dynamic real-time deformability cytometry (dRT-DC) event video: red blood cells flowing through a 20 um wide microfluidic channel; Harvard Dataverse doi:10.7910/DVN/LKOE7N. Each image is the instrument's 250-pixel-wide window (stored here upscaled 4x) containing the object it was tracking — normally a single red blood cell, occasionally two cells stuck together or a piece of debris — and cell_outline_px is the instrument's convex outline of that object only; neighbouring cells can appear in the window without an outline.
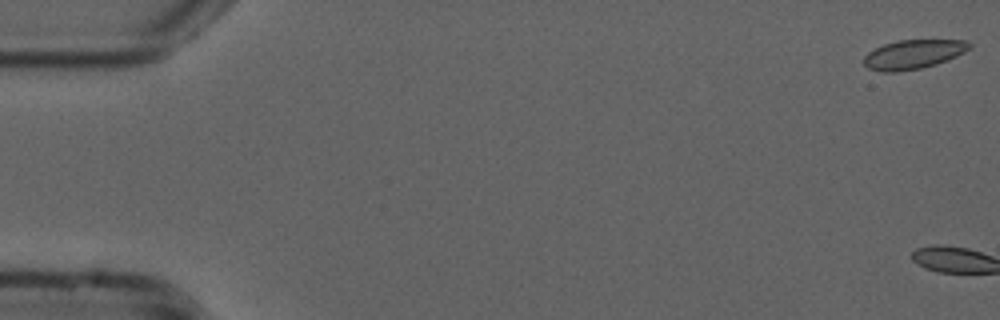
{"species": "common noctule bat (a hibernating species)", "species_latin": "Nyctalus noctula", "temperature_condition": "cold", "stored_images_in_passage": 3, "camera_frame_rate_fps": 3000, "um_per_image_px": 0.085, "animal": {"sex": "male", "forearm_length_mm": 52.5}, "frame": {"image": 1, "passage_image": 1, "time_ms": 0.0, "image_size_px": [1000, 320], "cell_outline_px": [[972, 48], [948, 60], [936, 64], [920, 68], [896, 72], [884, 72], [868, 68], [864, 64], [864, 56], [868, 52], [884, 44], [896, 40], [968, 40], [972, 44]], "centroid_in_image_um": [77.66, 4.61], "position_along_channel_um": 7.3, "area_um2": 17.98}}